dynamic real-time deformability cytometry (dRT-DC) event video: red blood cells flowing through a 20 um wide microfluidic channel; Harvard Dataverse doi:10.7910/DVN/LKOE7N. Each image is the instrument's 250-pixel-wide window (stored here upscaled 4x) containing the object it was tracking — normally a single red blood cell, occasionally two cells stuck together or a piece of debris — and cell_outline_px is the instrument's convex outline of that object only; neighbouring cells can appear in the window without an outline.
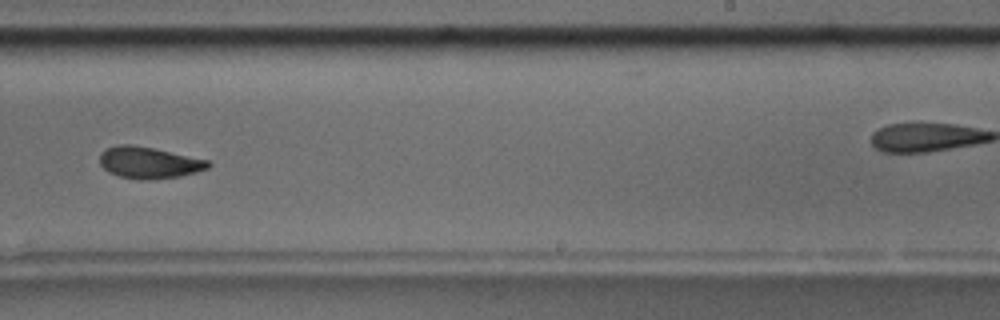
{"species": "common noctule bat (a hibernating species)", "species_latin": "Nyctalus noctula", "temperature_condition": "room temperature", "stored_images_in_passage": 16, "camera_frame_rate_fps": 3000, "um_per_image_px": 0.085, "animal": {"sex": "male", "body_mass_g": 17.5, "forearm_length_mm": 52.3}, "frame": {"image": 1, "passage_image": 10, "time_ms": 11.333, "image_size_px": [1000, 320], "cell_outline_px": [[212, 164], [208, 168], [196, 172], [180, 176], [120, 176], [108, 172], [100, 164], [100, 152], [104, 148], [116, 144], [132, 144], [152, 148], [208, 160]], "centroid_in_image_um": [12.62, 13.75], "position_along_channel_um": 276.4, "area_um2": 19.02}, "authors_computed_cell_mechanics": {"area_um2": 19.6231, "velocity_mm_per_s": 3.6522, "shape_relaxation_time_tau1_ms": null, "shape_relaxation_time_tau2_ms": 3.4744, "deformation_change_tau1": null, "deformation_change_tau2": 0.0837}}